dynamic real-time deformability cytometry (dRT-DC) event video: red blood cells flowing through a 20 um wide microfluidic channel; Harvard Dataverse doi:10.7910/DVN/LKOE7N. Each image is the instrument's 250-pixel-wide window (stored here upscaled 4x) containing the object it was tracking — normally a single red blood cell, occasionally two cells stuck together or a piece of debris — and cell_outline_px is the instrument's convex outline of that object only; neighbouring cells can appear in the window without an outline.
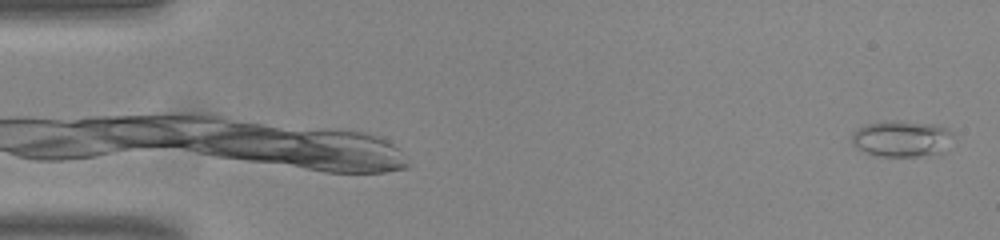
{"species": "common noctule bat (a hibernating species)", "species_latin": "Nyctalus noctula", "temperature_condition": "room temperature", "stored_images_in_passage": 53, "camera_frame_rate_fps": 3000, "um_per_image_px": 0.085, "animal": {"sex": "male", "body_mass_g": 20.0, "forearm_length_mm": 53.3}, "frame": {"image": 1, "passage_image": 1, "time_ms": 0.0, "image_size_px": [1000, 240], "cell_outline_px": [[952, 136], [944, 152], [916, 156], [880, 156], [856, 148], [852, 144], [852, 136], [856, 128], [864, 124], [884, 120], [900, 120], [932, 124], [948, 128], [952, 132]], "centroid_in_image_um": [76.61, 11.76], "position_along_channel_um": 8.4, "area_um2": 21.5}}
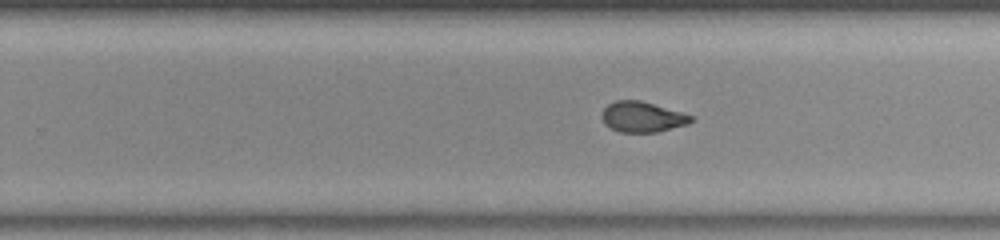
{"frame": {"image": 2, "passage_image": 33, "time_ms": 10.667, "image_size_px": [1000, 240], "cell_outline_px": [[692, 120], [688, 124], [656, 132], [620, 132], [604, 124], [604, 108], [608, 104], [616, 100], [640, 100], [680, 112], [692, 116]], "centroid_in_image_um": [54.59, 9.94], "position_along_channel_um": 275.2, "area_um2": 15.43}}
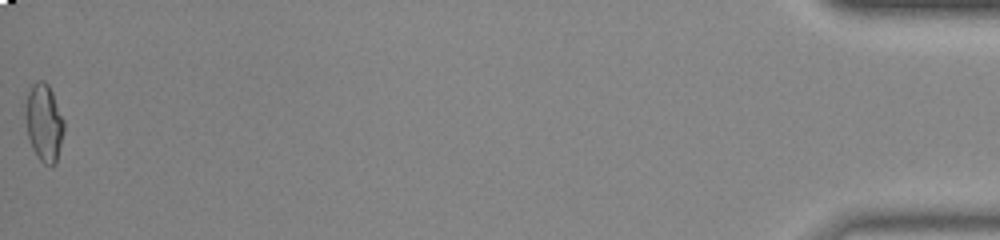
{"frame": {"image": 3, "passage_image": 53, "time_ms": 17.333, "image_size_px": [1000, 240], "cell_outline_px": [[64, 132], [56, 164], [52, 168], [44, 164], [36, 156], [32, 148], [28, 136], [24, 116], [24, 112], [28, 92], [32, 84], [36, 80], [44, 80], [48, 84], [52, 92], [64, 120]], "centroid_in_image_um": [3.73, 10.45], "position_along_channel_um": 431.5, "area_um2": 17.74}, "authors_computed_cell_mechanics": {"area_um2": 16.7042, "velocity_mm_per_s": 3.8372, "shape_relaxation_time_tau1_ms": null, "shape_relaxation_time_tau2_ms": 1.2803, "deformation_change_tau1": null, "deformation_change_tau2": 0.0726}}